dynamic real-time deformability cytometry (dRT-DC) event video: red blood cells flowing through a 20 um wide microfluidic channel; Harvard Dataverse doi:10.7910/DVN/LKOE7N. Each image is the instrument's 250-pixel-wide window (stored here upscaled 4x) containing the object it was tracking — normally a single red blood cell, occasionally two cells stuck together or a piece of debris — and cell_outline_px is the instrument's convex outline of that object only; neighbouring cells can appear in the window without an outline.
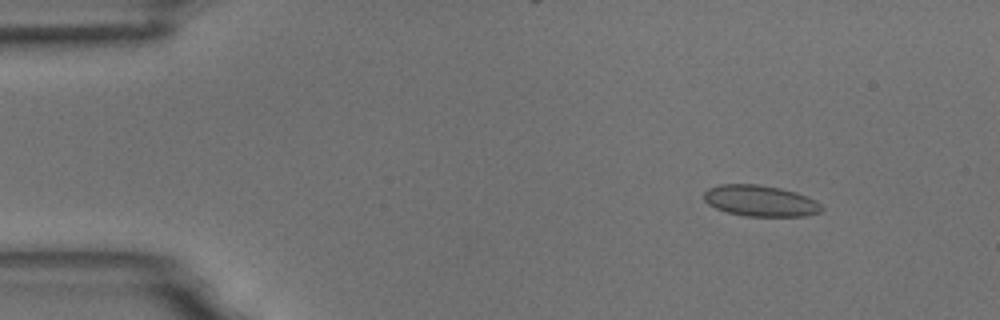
{"species": "common noctule bat (a hibernating species)", "species_latin": "Nyctalus noctula", "temperature_condition": "room temperature", "stored_images_in_passage": 54, "camera_frame_rate_fps": 3000, "um_per_image_px": 0.085, "animal": {"sex": "male", "body_mass_g": 18.8}, "frame": {"image": 1, "passage_image": 6, "time_ms": 1.667, "image_size_px": [1000, 320], "cell_outline_px": [[824, 208], [820, 212], [804, 216], [744, 216], [728, 212], [716, 208], [708, 204], [704, 200], [704, 192], [708, 188], [720, 184], [756, 184], [780, 188], [796, 192], [816, 200]], "centroid_in_image_um": [64.62, 17.07], "position_along_channel_um": 20.4, "area_um2": 21.33}}
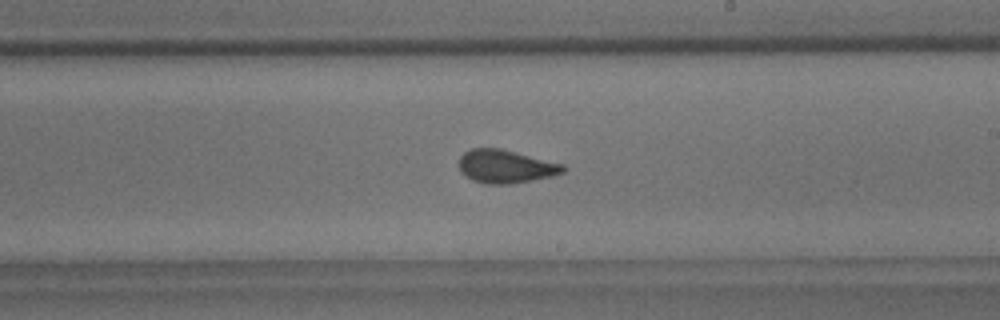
{"frame": {"image": 2, "passage_image": 31, "time_ms": 10.0, "image_size_px": [1000, 320], "cell_outline_px": [[568, 168], [564, 172], [552, 176], [512, 184], [484, 184], [472, 180], [460, 172], [460, 156], [464, 152], [472, 148], [500, 148], [564, 164]], "centroid_in_image_um": [42.99, 14.15], "position_along_channel_um": 246.0, "area_um2": 20.29}}
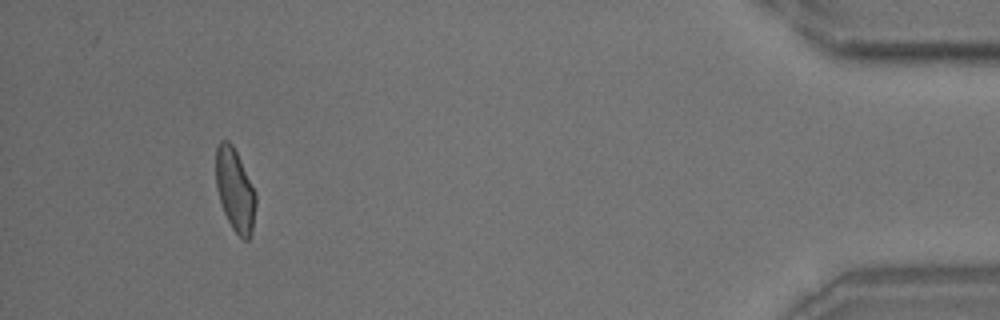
{"frame": {"image": 3, "passage_image": 50, "time_ms": 16.333, "image_size_px": [1000, 320], "cell_outline_px": [[256, 204], [252, 232], [248, 240], [244, 240], [232, 228], [224, 212], [216, 188], [216, 148], [220, 140], [228, 140], [232, 144], [256, 192]], "centroid_in_image_um": [19.98, 16.15], "position_along_channel_um": 415.2, "area_um2": 19.13}, "authors_computed_cell_mechanics": {"area_um2": 20.1144, "velocity_mm_per_s": 3.7163, "shape_relaxation_time_tau1_ms": 4.3643, "shape_relaxation_time_tau2_ms": 1.1577, "deformation_change_tau1": 0.1092, "deformation_change_tau2": 0.052}}